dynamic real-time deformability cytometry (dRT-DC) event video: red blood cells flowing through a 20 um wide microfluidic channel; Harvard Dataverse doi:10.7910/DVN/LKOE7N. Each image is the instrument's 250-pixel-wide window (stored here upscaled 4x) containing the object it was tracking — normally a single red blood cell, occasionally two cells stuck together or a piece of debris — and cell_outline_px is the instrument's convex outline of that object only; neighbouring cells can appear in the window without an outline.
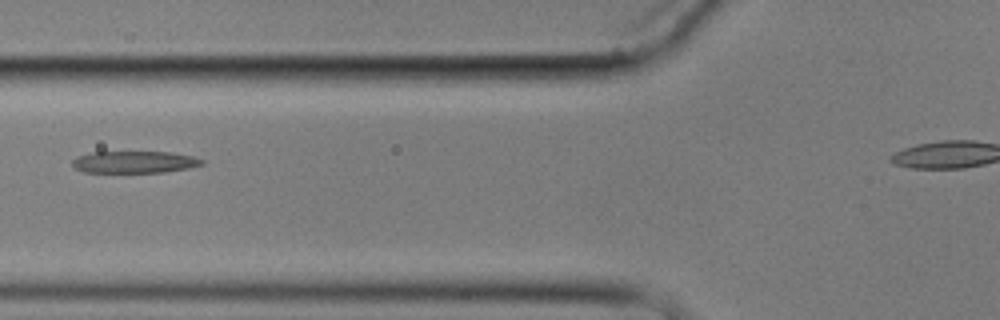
{"species": "common noctule bat (a hibernating species)", "species_latin": "Nyctalus noctula", "temperature_condition": "cold", "stored_images_in_passage": 5, "segment_of_instrument_passage": [1, 2], "camera_frame_rate_fps": 3000, "um_per_image_px": 0.085, "animal": {"sex": "male", "body_mass_g": 17.9}, "frame": {"image": 1, "passage_image": 4, "time_ms": 3.667, "image_size_px": [1000, 320], "cell_outline_px": [[204, 164], [188, 168], [164, 172], [84, 172], [76, 168], [72, 164], [72, 160], [76, 156], [92, 152], [172, 152], [192, 156], [204, 160]], "centroid_in_image_um": [11.43, 13.77], "position_along_channel_um": 114.4, "area_um2": 16.53}}